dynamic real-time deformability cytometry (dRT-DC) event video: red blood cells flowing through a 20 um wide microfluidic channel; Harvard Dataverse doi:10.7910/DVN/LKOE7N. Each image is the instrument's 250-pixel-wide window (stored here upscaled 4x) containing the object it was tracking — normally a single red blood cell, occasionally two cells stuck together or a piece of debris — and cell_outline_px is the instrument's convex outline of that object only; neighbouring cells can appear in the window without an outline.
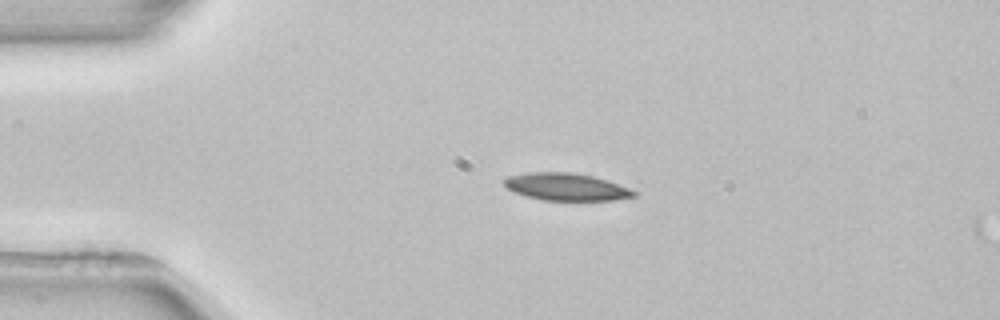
{"species": "common noctule bat (a hibernating species)", "species_latin": "Nyctalus noctula", "temperature_condition": "room temperature", "stored_images_in_passage": 4, "camera_frame_rate_fps": 3000, "um_per_image_px": 0.085, "animal": {"sex": "female", "body_mass_g": 22.7, "forearm_length_mm": 54.2}, "frame": {"image": 1, "passage_image": 3, "time_ms": 2.667, "image_size_px": [1000, 320], "cell_outline_px": [[636, 196], [612, 200], [540, 200], [516, 192], [508, 188], [504, 184], [504, 180], [508, 176], [528, 172], [572, 172], [592, 176], [608, 180], [628, 188], [636, 192]], "centroid_in_image_um": [48.13, 15.87], "position_along_channel_um": 36.9, "area_um2": 20.46}}